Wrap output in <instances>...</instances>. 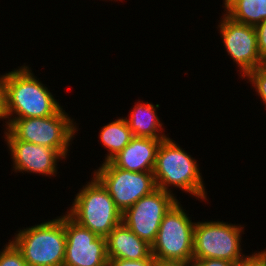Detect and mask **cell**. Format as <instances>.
Returning <instances> with one entry per match:
<instances>
[{
    "label": "cell",
    "instance_id": "obj_1",
    "mask_svg": "<svg viewBox=\"0 0 266 266\" xmlns=\"http://www.w3.org/2000/svg\"><path fill=\"white\" fill-rule=\"evenodd\" d=\"M22 65L6 73L4 119L47 117L61 107L48 87Z\"/></svg>",
    "mask_w": 266,
    "mask_h": 266
},
{
    "label": "cell",
    "instance_id": "obj_2",
    "mask_svg": "<svg viewBox=\"0 0 266 266\" xmlns=\"http://www.w3.org/2000/svg\"><path fill=\"white\" fill-rule=\"evenodd\" d=\"M195 158L175 143L169 136L163 139L156 152V164L153 175L157 188L170 192L171 187L207 202V192Z\"/></svg>",
    "mask_w": 266,
    "mask_h": 266
},
{
    "label": "cell",
    "instance_id": "obj_3",
    "mask_svg": "<svg viewBox=\"0 0 266 266\" xmlns=\"http://www.w3.org/2000/svg\"><path fill=\"white\" fill-rule=\"evenodd\" d=\"M12 242L28 266H63L66 250L64 214L56 219L19 229Z\"/></svg>",
    "mask_w": 266,
    "mask_h": 266
},
{
    "label": "cell",
    "instance_id": "obj_4",
    "mask_svg": "<svg viewBox=\"0 0 266 266\" xmlns=\"http://www.w3.org/2000/svg\"><path fill=\"white\" fill-rule=\"evenodd\" d=\"M91 176L92 180L79 189L66 213L79 225L106 238L122 222V213L102 183Z\"/></svg>",
    "mask_w": 266,
    "mask_h": 266
},
{
    "label": "cell",
    "instance_id": "obj_5",
    "mask_svg": "<svg viewBox=\"0 0 266 266\" xmlns=\"http://www.w3.org/2000/svg\"><path fill=\"white\" fill-rule=\"evenodd\" d=\"M5 123V128L16 139L53 148L65 158L78 131L77 123L62 107L51 116L5 119Z\"/></svg>",
    "mask_w": 266,
    "mask_h": 266
},
{
    "label": "cell",
    "instance_id": "obj_6",
    "mask_svg": "<svg viewBox=\"0 0 266 266\" xmlns=\"http://www.w3.org/2000/svg\"><path fill=\"white\" fill-rule=\"evenodd\" d=\"M244 225L223 221L195 222L193 260L223 259L234 264L252 255H244L241 248Z\"/></svg>",
    "mask_w": 266,
    "mask_h": 266
},
{
    "label": "cell",
    "instance_id": "obj_7",
    "mask_svg": "<svg viewBox=\"0 0 266 266\" xmlns=\"http://www.w3.org/2000/svg\"><path fill=\"white\" fill-rule=\"evenodd\" d=\"M179 200L164 215L151 253L156 262L193 261L195 222L186 214Z\"/></svg>",
    "mask_w": 266,
    "mask_h": 266
},
{
    "label": "cell",
    "instance_id": "obj_8",
    "mask_svg": "<svg viewBox=\"0 0 266 266\" xmlns=\"http://www.w3.org/2000/svg\"><path fill=\"white\" fill-rule=\"evenodd\" d=\"M92 173L107 189L121 213L157 189L153 172L127 171L110 161L103 162Z\"/></svg>",
    "mask_w": 266,
    "mask_h": 266
},
{
    "label": "cell",
    "instance_id": "obj_9",
    "mask_svg": "<svg viewBox=\"0 0 266 266\" xmlns=\"http://www.w3.org/2000/svg\"><path fill=\"white\" fill-rule=\"evenodd\" d=\"M178 201L177 196L155 189L122 213V222L139 238L152 245L164 215Z\"/></svg>",
    "mask_w": 266,
    "mask_h": 266
},
{
    "label": "cell",
    "instance_id": "obj_10",
    "mask_svg": "<svg viewBox=\"0 0 266 266\" xmlns=\"http://www.w3.org/2000/svg\"><path fill=\"white\" fill-rule=\"evenodd\" d=\"M223 16V17H222ZM218 25L219 33L230 59L238 66L241 79L255 68L265 64L258 52L255 26L230 19L224 13Z\"/></svg>",
    "mask_w": 266,
    "mask_h": 266
},
{
    "label": "cell",
    "instance_id": "obj_11",
    "mask_svg": "<svg viewBox=\"0 0 266 266\" xmlns=\"http://www.w3.org/2000/svg\"><path fill=\"white\" fill-rule=\"evenodd\" d=\"M66 250L63 266H108L106 238L64 215Z\"/></svg>",
    "mask_w": 266,
    "mask_h": 266
},
{
    "label": "cell",
    "instance_id": "obj_12",
    "mask_svg": "<svg viewBox=\"0 0 266 266\" xmlns=\"http://www.w3.org/2000/svg\"><path fill=\"white\" fill-rule=\"evenodd\" d=\"M3 138L9 148L14 172L57 176V162L66 159L59 151L16 139L6 128Z\"/></svg>",
    "mask_w": 266,
    "mask_h": 266
},
{
    "label": "cell",
    "instance_id": "obj_13",
    "mask_svg": "<svg viewBox=\"0 0 266 266\" xmlns=\"http://www.w3.org/2000/svg\"><path fill=\"white\" fill-rule=\"evenodd\" d=\"M163 139L133 137L110 162L117 168L132 172H153L156 152Z\"/></svg>",
    "mask_w": 266,
    "mask_h": 266
},
{
    "label": "cell",
    "instance_id": "obj_14",
    "mask_svg": "<svg viewBox=\"0 0 266 266\" xmlns=\"http://www.w3.org/2000/svg\"><path fill=\"white\" fill-rule=\"evenodd\" d=\"M109 259L141 260L148 258L151 245L139 238L123 222L106 237Z\"/></svg>",
    "mask_w": 266,
    "mask_h": 266
},
{
    "label": "cell",
    "instance_id": "obj_15",
    "mask_svg": "<svg viewBox=\"0 0 266 266\" xmlns=\"http://www.w3.org/2000/svg\"><path fill=\"white\" fill-rule=\"evenodd\" d=\"M159 104L154 105L148 101H138L130 110V116L125 117L129 129L134 137H148L154 139H166L168 135L163 132V123L157 115ZM163 132V133H162Z\"/></svg>",
    "mask_w": 266,
    "mask_h": 266
},
{
    "label": "cell",
    "instance_id": "obj_16",
    "mask_svg": "<svg viewBox=\"0 0 266 266\" xmlns=\"http://www.w3.org/2000/svg\"><path fill=\"white\" fill-rule=\"evenodd\" d=\"M223 10L230 19L251 26L266 20V0H223Z\"/></svg>",
    "mask_w": 266,
    "mask_h": 266
},
{
    "label": "cell",
    "instance_id": "obj_17",
    "mask_svg": "<svg viewBox=\"0 0 266 266\" xmlns=\"http://www.w3.org/2000/svg\"><path fill=\"white\" fill-rule=\"evenodd\" d=\"M133 137V133L129 129L125 117H119L101 127L99 140L103 147L108 151L105 160L103 161H110L130 143Z\"/></svg>",
    "mask_w": 266,
    "mask_h": 266
},
{
    "label": "cell",
    "instance_id": "obj_18",
    "mask_svg": "<svg viewBox=\"0 0 266 266\" xmlns=\"http://www.w3.org/2000/svg\"><path fill=\"white\" fill-rule=\"evenodd\" d=\"M244 79L252 84L257 95L266 106V65L259 66L249 72Z\"/></svg>",
    "mask_w": 266,
    "mask_h": 266
},
{
    "label": "cell",
    "instance_id": "obj_19",
    "mask_svg": "<svg viewBox=\"0 0 266 266\" xmlns=\"http://www.w3.org/2000/svg\"><path fill=\"white\" fill-rule=\"evenodd\" d=\"M0 251V266H28L21 251L9 240Z\"/></svg>",
    "mask_w": 266,
    "mask_h": 266
},
{
    "label": "cell",
    "instance_id": "obj_20",
    "mask_svg": "<svg viewBox=\"0 0 266 266\" xmlns=\"http://www.w3.org/2000/svg\"><path fill=\"white\" fill-rule=\"evenodd\" d=\"M156 260L151 254L146 259L127 260V259H109L108 266H155Z\"/></svg>",
    "mask_w": 266,
    "mask_h": 266
},
{
    "label": "cell",
    "instance_id": "obj_21",
    "mask_svg": "<svg viewBox=\"0 0 266 266\" xmlns=\"http://www.w3.org/2000/svg\"><path fill=\"white\" fill-rule=\"evenodd\" d=\"M257 33L258 52L261 58L266 61V20L255 26Z\"/></svg>",
    "mask_w": 266,
    "mask_h": 266
},
{
    "label": "cell",
    "instance_id": "obj_22",
    "mask_svg": "<svg viewBox=\"0 0 266 266\" xmlns=\"http://www.w3.org/2000/svg\"><path fill=\"white\" fill-rule=\"evenodd\" d=\"M265 250V251H264ZM259 252H252L250 256L244 262L235 264L234 266H266V249Z\"/></svg>",
    "mask_w": 266,
    "mask_h": 266
},
{
    "label": "cell",
    "instance_id": "obj_23",
    "mask_svg": "<svg viewBox=\"0 0 266 266\" xmlns=\"http://www.w3.org/2000/svg\"><path fill=\"white\" fill-rule=\"evenodd\" d=\"M193 266H234L235 264L223 259H199L192 261Z\"/></svg>",
    "mask_w": 266,
    "mask_h": 266
},
{
    "label": "cell",
    "instance_id": "obj_24",
    "mask_svg": "<svg viewBox=\"0 0 266 266\" xmlns=\"http://www.w3.org/2000/svg\"><path fill=\"white\" fill-rule=\"evenodd\" d=\"M6 74L0 75V120H4Z\"/></svg>",
    "mask_w": 266,
    "mask_h": 266
},
{
    "label": "cell",
    "instance_id": "obj_25",
    "mask_svg": "<svg viewBox=\"0 0 266 266\" xmlns=\"http://www.w3.org/2000/svg\"><path fill=\"white\" fill-rule=\"evenodd\" d=\"M155 266H193L190 262H156Z\"/></svg>",
    "mask_w": 266,
    "mask_h": 266
}]
</instances>
